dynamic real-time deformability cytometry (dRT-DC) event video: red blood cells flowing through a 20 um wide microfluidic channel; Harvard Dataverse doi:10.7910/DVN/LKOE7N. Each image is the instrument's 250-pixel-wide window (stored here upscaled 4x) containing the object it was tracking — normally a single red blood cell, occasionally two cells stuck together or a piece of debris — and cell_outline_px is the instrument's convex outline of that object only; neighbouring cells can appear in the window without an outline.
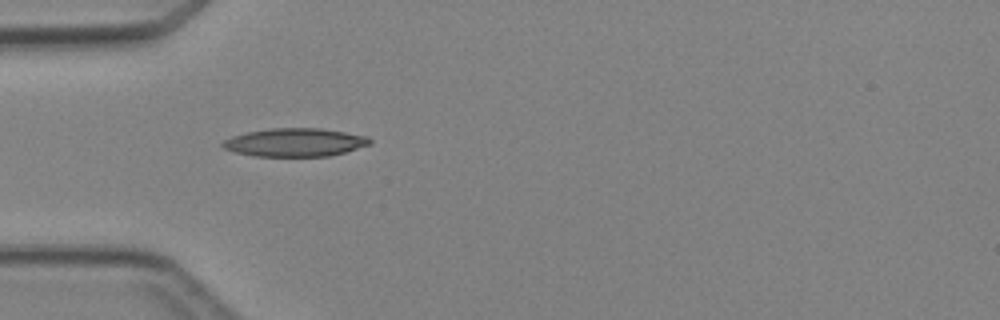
{"species": "Egyptian fruit bat (a non-hibernating species)", "species_latin": "Rousettus aegyptiacus", "temperature_condition": "cold", "stored_images_in_passage": 5, "camera_frame_rate_fps": 3000, "um_per_image_px": 0.085, "animal": {"sex": "female"}, "frame": {"image": 1, "passage_image": 4, "time_ms": 3.667, "image_size_px": [1000, 320], "cell_outline_px": [[372, 144], [344, 152], [328, 156], [256, 156], [236, 152], [224, 148], [220, 144], [224, 140], [232, 136], [248, 132], [272, 128], [320, 128], [368, 136], [372, 140]], "centroid_in_image_um": [25.09, 12.1], "position_along_channel_um": 59.9, "area_um2": 24.1}}
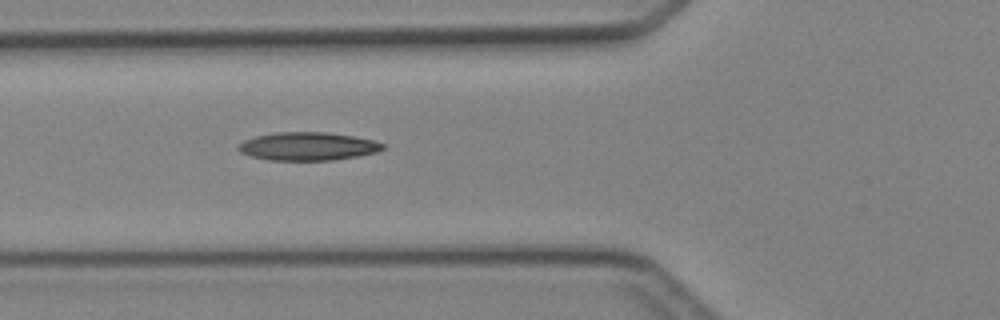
{"frame": {"image": 2, "passage_image": 5, "time_ms": 4.667, "image_size_px": [1000, 320], "cell_outline_px": [[384, 148], [376, 152], [356, 156], [332, 160], [268, 160], [252, 156], [240, 152], [236, 148], [244, 140], [256, 136], [272, 132], [324, 132], [352, 136], [372, 140], [384, 144]], "centroid_in_image_um": [26.12, 12.43], "position_along_channel_um": 99.7, "area_um2": 23.52}}